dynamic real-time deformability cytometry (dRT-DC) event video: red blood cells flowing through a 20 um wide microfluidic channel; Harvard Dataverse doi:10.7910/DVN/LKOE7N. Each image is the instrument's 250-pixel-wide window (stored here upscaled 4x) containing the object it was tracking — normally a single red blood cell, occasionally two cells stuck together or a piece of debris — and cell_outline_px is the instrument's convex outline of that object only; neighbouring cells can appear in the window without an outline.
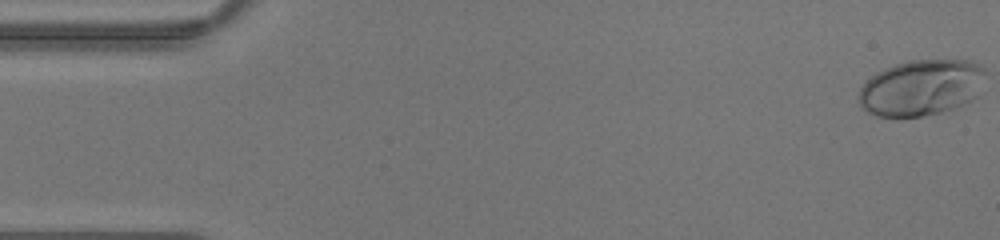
{"species": "human", "species_latin": "Homo sapiens", "temperature_condition": "warm", "stored_images_in_passage": 43, "camera_frame_rate_fps": 3000, "um_per_image_px": 0.085, "donor": {"sex": "male"}, "frame": {"image": 1, "passage_image": 1, "time_ms": 0.0, "image_size_px": [1000, 240], "cell_outline_px": [[960, 68], [932, 108], [928, 112], [916, 116], [884, 116], [872, 112], [864, 104], [864, 88], [876, 76], [892, 68], [904, 64], [956, 64]], "centroid_in_image_um": [77.21, 7.57], "position_along_channel_um": 7.8, "area_um2": 26.7}}
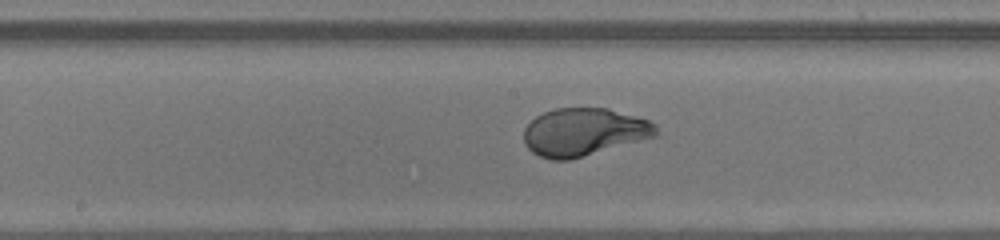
{"frame": {"image": 2, "passage_image": 22, "time_ms": 7.0, "image_size_px": [1000, 240], "cell_outline_px": [[652, 132], [580, 156], [564, 160], [556, 160], [540, 156], [524, 140], [524, 132], [528, 124], [532, 120], [548, 112], [560, 108], [604, 108], [648, 120], [652, 124]], "centroid_in_image_um": [49.43, 11.18], "position_along_channel_um": 198.8, "area_um2": 33.52}}
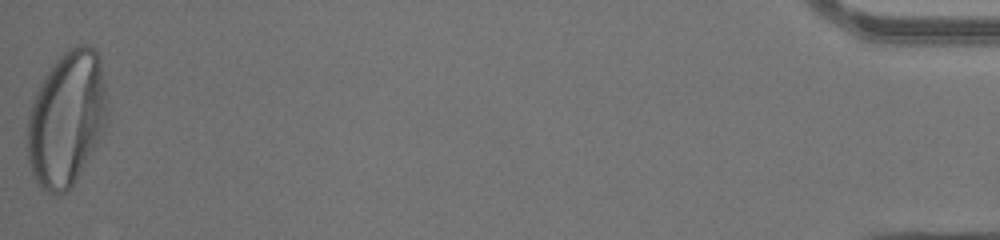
{"frame": {"image": 3, "passage_image": 43, "time_ms": 14.0, "image_size_px": [1000, 240], "cell_outline_px": [[96, 96], [88, 136], [72, 180], [64, 188], [44, 184], [40, 180], [36, 172], [32, 160], [32, 116], [40, 92], [52, 72], [72, 52], [80, 48], [88, 48], [96, 56]], "centroid_in_image_um": [5.44, 10.05], "position_along_channel_um": 429.8, "area_um2": 46.88}}